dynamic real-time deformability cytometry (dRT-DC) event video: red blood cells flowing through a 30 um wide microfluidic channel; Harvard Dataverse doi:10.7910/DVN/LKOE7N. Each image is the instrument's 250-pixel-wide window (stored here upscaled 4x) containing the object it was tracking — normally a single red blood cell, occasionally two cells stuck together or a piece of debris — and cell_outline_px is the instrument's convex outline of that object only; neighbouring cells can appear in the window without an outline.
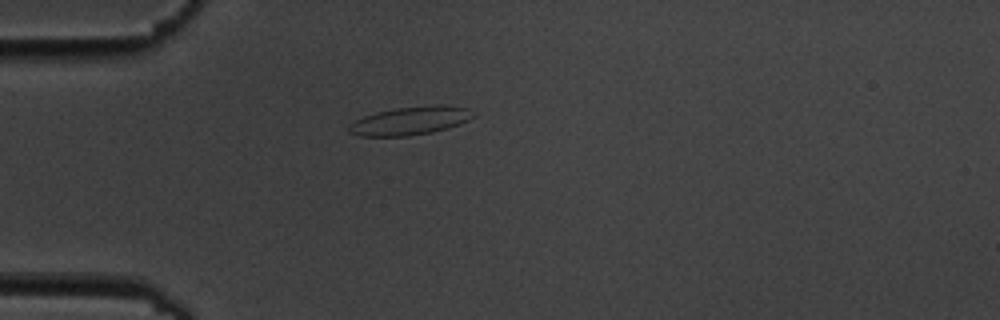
{"species": "common noctule bat (a hibernating species)", "species_latin": "Nyctalus noctula", "temperature_condition": "cold", "stored_images_in_passage": 1, "camera_frame_rate_fps": 3000, "um_per_image_px": 0.085, "animal": {"sex": "male", "body_mass_g": 19.5, "forearm_length_mm": 54.6}, "frame": {"image": 1, "passage_image": 1, "time_ms": 0.0, "image_size_px": [1000, 320], "cell_outline_px": [[476, 116], [460, 124], [448, 128], [432, 132], [408, 136], [360, 136], [348, 132], [348, 128], [356, 120], [364, 116], [376, 112], [396, 108], [468, 108]], "centroid_in_image_um": [34.79, 10.33], "position_along_channel_um": 50.2, "area_um2": 19.42}}